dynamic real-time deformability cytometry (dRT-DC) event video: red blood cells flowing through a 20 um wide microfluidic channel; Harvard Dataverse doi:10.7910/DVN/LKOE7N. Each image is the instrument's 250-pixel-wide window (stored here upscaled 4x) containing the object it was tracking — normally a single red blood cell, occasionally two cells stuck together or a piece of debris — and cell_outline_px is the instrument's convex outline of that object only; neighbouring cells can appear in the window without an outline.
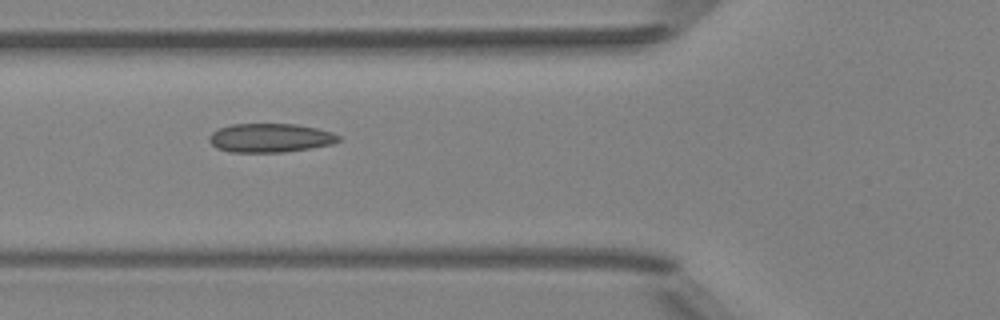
{"species": "Egyptian fruit bat (a non-hibernating species)", "species_latin": "Rousettus aegyptiacus", "temperature_condition": "room temperature", "stored_images_in_passage": 7, "camera_frame_rate_fps": 3000, "um_per_image_px": 0.085, "animal": {"sex": "female"}, "frame": {"image": 1, "passage_image": 4, "time_ms": 1.0, "image_size_px": [1000, 320], "cell_outline_px": [[340, 140], [332, 144], [284, 152], [228, 152], [216, 148], [208, 140], [208, 136], [212, 132], [220, 128], [232, 124], [296, 124], [316, 128], [332, 132], [340, 136]], "centroid_in_image_um": [22.94, 11.72], "position_along_channel_um": 102.9, "area_um2": 21.73}}
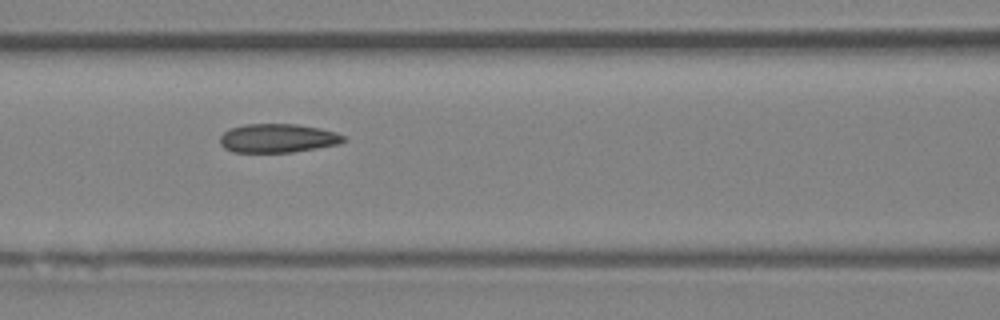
{"frame": {"image": 2, "passage_image": 5, "time_ms": 1.333, "image_size_px": [1000, 320], "cell_outline_px": [[348, 140], [340, 144], [292, 152], [232, 152], [224, 148], [220, 144], [220, 136], [224, 132], [232, 128], [244, 124], [296, 124], [320, 128], [336, 132], [348, 136]], "centroid_in_image_um": [23.66, 11.75], "position_along_channel_um": 142.9, "area_um2": 20.92}}
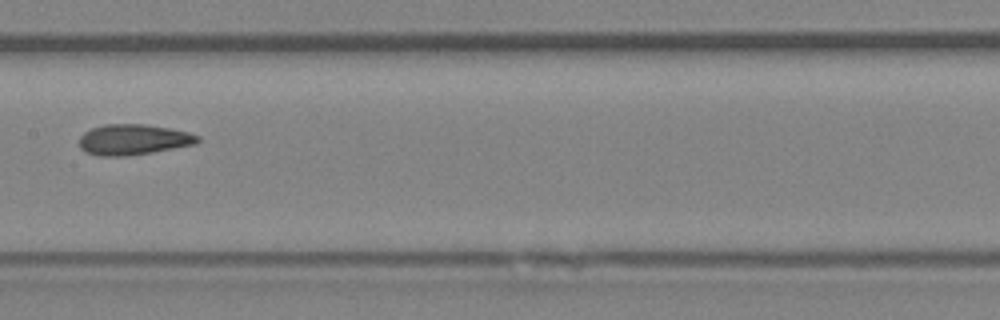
{"frame": {"image": 3, "passage_image": 6, "time_ms": 1.667, "image_size_px": [1000, 320], "cell_outline_px": [[200, 140], [196, 144], [152, 152], [128, 156], [96, 156], [84, 152], [80, 148], [80, 136], [84, 132], [92, 128], [104, 124], [144, 124], [168, 128], [188, 132], [200, 136]], "centroid_in_image_um": [11.31, 11.87], "position_along_channel_um": 196.1, "area_um2": 21.21}}